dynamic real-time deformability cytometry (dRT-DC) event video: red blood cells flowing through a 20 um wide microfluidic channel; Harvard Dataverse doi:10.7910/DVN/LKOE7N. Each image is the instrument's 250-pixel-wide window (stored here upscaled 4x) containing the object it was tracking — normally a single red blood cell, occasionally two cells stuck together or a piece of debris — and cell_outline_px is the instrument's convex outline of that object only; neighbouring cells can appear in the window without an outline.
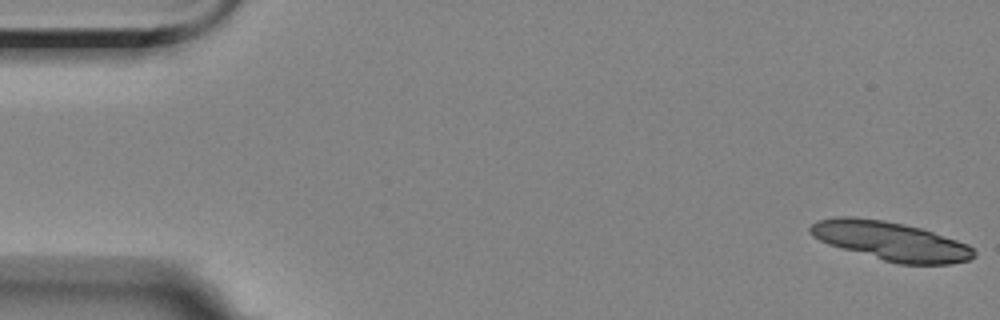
{"species": "Egyptian fruit bat (a non-hibernating species)", "species_latin": "Rousettus aegyptiacus", "temperature_condition": "room temperature", "stored_images_in_passage": 6, "camera_frame_rate_fps": 3000, "um_per_image_px": 0.085, "animal": {"sex": "female"}, "frame": {"image": 1, "passage_image": 1, "time_ms": 0.0, "image_size_px": [1000, 320], "cell_outline_px": [[976, 256], [968, 260], [952, 264], [896, 264], [828, 244], [812, 236], [808, 232], [808, 228], [816, 220], [836, 216], [852, 216], [884, 220], [904, 224], [920, 228], [968, 244], [976, 252]], "centroid_in_image_um": [75.68, 20.48], "position_along_channel_um": 9.3, "area_um2": 37.11}}
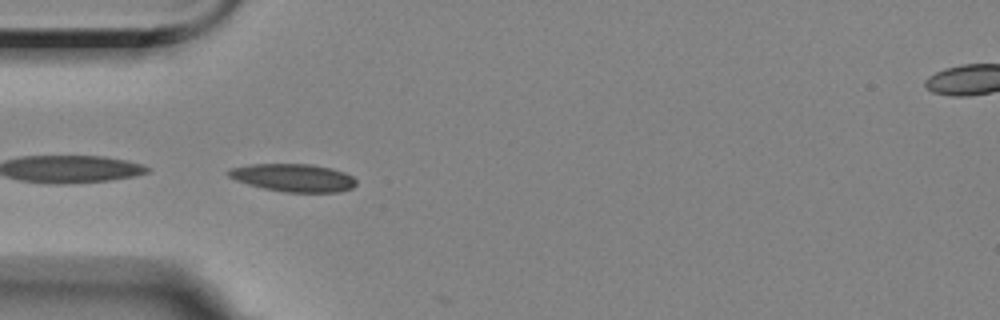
{"frame": {"image": 2, "passage_image": 5, "time_ms": 5.333, "image_size_px": [1000, 320], "cell_outline_px": [[356, 184], [352, 188], [340, 192], [284, 192], [264, 188], [248, 184], [236, 180], [228, 176], [224, 172], [228, 168], [252, 164], [312, 164], [332, 168], [344, 172], [352, 176], [356, 180]], "centroid_in_image_um": [24.92, 15.1], "position_along_channel_um": 60.1, "area_um2": 20.87}}